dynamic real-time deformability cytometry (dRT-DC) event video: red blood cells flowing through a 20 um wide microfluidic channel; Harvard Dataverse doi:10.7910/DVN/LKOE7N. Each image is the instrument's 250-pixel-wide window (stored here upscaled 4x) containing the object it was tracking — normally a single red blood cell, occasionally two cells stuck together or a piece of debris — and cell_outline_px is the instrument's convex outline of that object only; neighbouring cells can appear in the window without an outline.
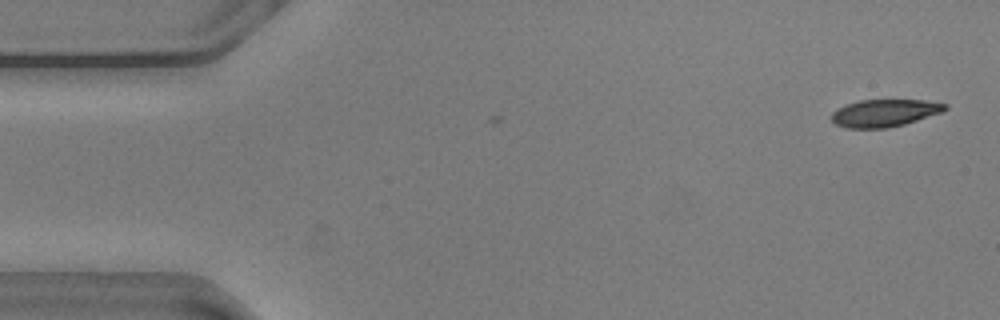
{"species": "common noctule bat (a hibernating species)", "species_latin": "Nyctalus noctula", "temperature_condition": "warm", "stored_images_in_passage": 3, "camera_frame_rate_fps": 3000, "um_per_image_px": 0.085, "animal": {"sex": "male", "body_mass_g": 20.5, "forearm_length_mm": 52.5}, "frame": {"image": 1, "passage_image": 3, "time_ms": 0.667, "image_size_px": [1000, 320], "cell_outline_px": [[948, 108], [940, 112], [904, 124], [888, 128], [848, 128], [836, 124], [832, 120], [832, 112], [848, 104], [860, 100], [924, 100], [948, 104]], "centroid_in_image_um": [75.19, 9.6], "position_along_channel_um": 9.8, "area_um2": 17.8}}